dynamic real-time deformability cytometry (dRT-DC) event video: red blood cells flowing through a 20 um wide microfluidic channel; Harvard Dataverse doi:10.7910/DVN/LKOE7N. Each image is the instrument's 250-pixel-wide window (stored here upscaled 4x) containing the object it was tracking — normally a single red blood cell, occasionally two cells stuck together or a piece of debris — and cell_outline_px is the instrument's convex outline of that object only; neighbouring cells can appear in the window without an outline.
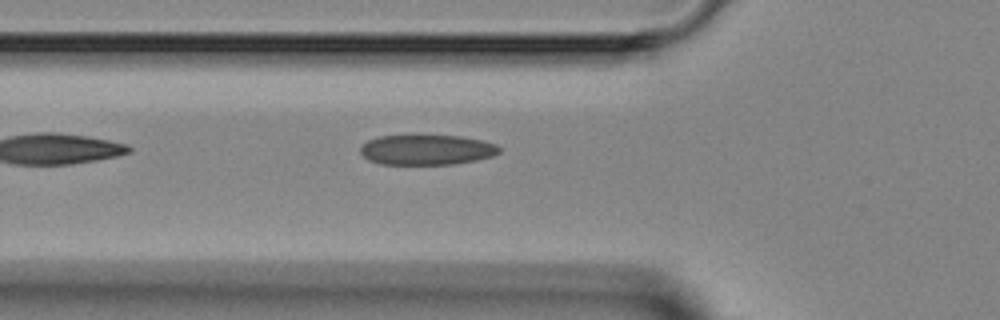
{"species": "Egyptian fruit bat (a non-hibernating species)", "species_latin": "Rousettus aegyptiacus", "temperature_condition": "room temperature", "stored_images_in_passage": 4, "camera_frame_rate_fps": 3000, "um_per_image_px": 0.085, "animal": {"sex": "female"}, "frame": {"image": 1, "passage_image": 4, "time_ms": 3.333, "image_size_px": [1000, 320], "cell_outline_px": [[500, 152], [492, 156], [476, 160], [452, 164], [380, 164], [368, 160], [360, 152], [360, 144], [368, 140], [380, 136], [408, 132], [460, 136], [480, 140], [496, 144], [500, 148]], "centroid_in_image_um": [36.2, 12.68], "position_along_channel_um": 89.6, "area_um2": 25.43}}